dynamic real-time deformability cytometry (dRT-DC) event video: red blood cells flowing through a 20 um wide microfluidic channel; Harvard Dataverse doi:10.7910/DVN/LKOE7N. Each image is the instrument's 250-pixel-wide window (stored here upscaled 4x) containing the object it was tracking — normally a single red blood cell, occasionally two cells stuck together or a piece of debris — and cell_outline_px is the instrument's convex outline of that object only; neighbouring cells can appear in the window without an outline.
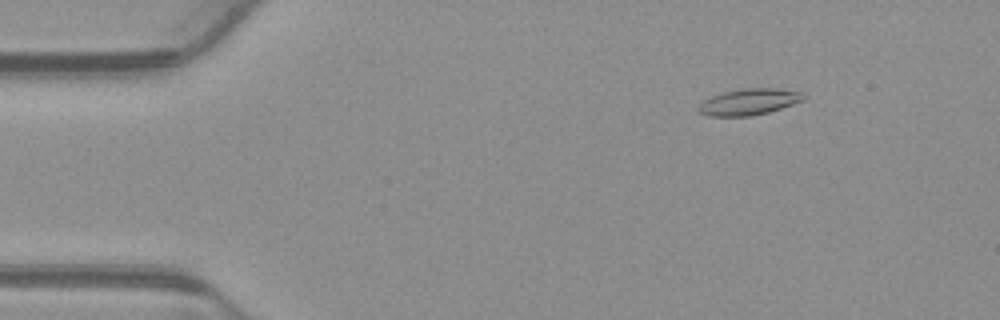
{"species": "common noctule bat (a hibernating species)", "species_latin": "Nyctalus noctula", "temperature_condition": "warm", "stored_images_in_passage": 53, "camera_frame_rate_fps": 3000, "um_per_image_px": 0.085, "animal": {"sex": "male", "body_mass_g": 23.1, "forearm_length_mm": 52.7}, "frame": {"image": 1, "passage_image": 7, "time_ms": 2.0, "image_size_px": [1000, 320], "cell_outline_px": [[804, 100], [768, 112], [752, 116], [708, 116], [700, 112], [696, 108], [704, 100], [712, 96], [724, 92], [740, 88], [776, 88], [804, 92]], "centroid_in_image_um": [63.66, 8.65], "position_along_channel_um": 21.3, "area_um2": 16.07}}
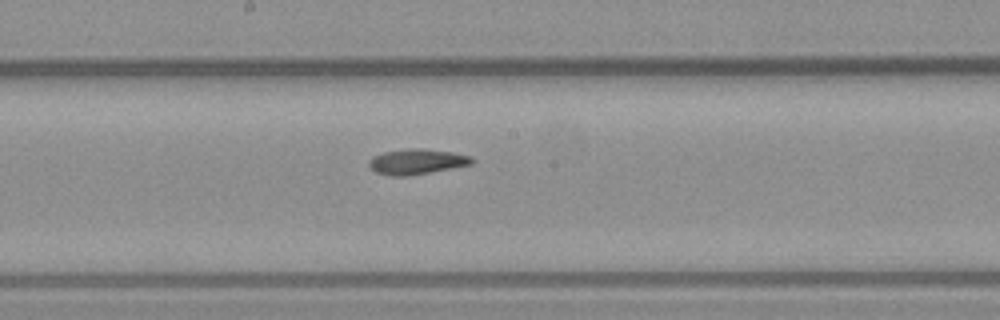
{"frame": {"image": 2, "passage_image": 28, "time_ms": 9.0, "image_size_px": [1000, 320], "cell_outline_px": [[472, 164], [408, 176], [392, 176], [376, 172], [368, 164], [368, 160], [372, 156], [384, 152], [408, 148], [424, 148], [452, 152], [472, 156]], "centroid_in_image_um": [35.4, 13.73], "position_along_channel_um": 212.8, "area_um2": 15.14}}
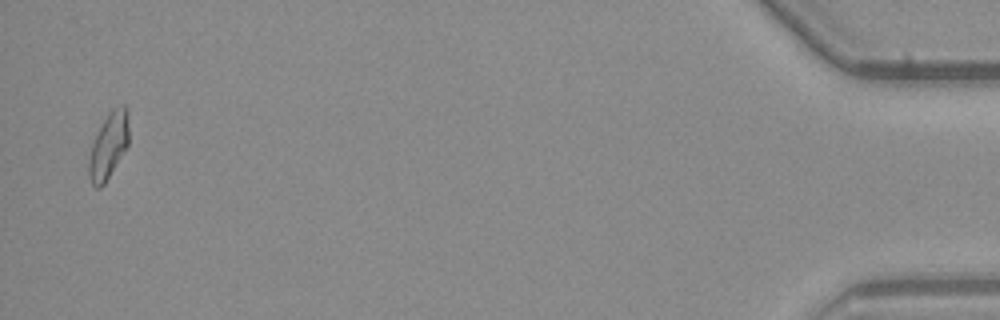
{"frame": {"image": 3, "passage_image": 52, "time_ms": 17.0, "image_size_px": [1000, 320], "cell_outline_px": [[128, 144], [104, 184], [100, 188], [96, 188], [92, 184], [88, 176], [88, 160], [92, 144], [108, 112], [112, 108], [124, 104], [128, 108]], "centroid_in_image_um": [9.22, 12.37], "position_along_channel_um": 426.0, "area_um2": 15.2}, "authors_computed_cell_mechanics": {"area_um2": 15.317, "velocity_mm_per_s": 3.8814, "shape_relaxation_time_tau1_ms": null, "shape_relaxation_time_tau2_ms": 4.7452, "deformation_change_tau1": null, "deformation_change_tau2": 0.1293}}